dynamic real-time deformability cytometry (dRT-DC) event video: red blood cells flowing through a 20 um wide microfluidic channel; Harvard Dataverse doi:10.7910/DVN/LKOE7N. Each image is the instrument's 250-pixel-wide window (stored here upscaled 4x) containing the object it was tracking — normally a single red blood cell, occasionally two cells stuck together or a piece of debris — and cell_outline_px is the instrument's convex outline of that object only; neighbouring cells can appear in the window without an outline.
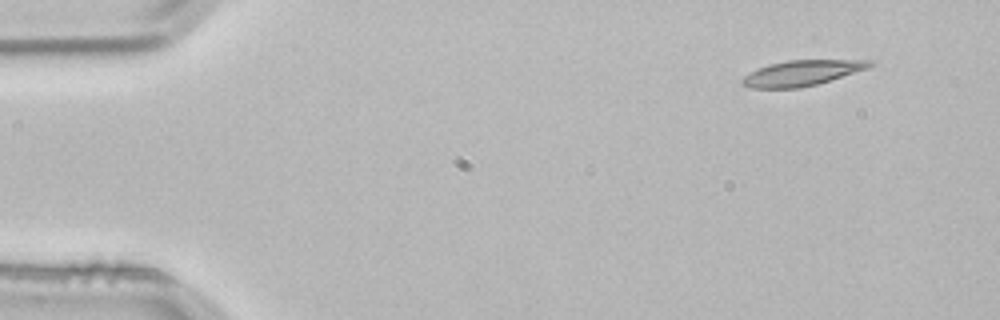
{"species": "common noctule bat (a hibernating species)", "species_latin": "Nyctalus noctula", "temperature_condition": "room temperature", "stored_images_in_passage": 3, "camera_frame_rate_fps": 3000, "um_per_image_px": 0.085, "animal": {"sex": "male", "body_mass_g": 21.5, "forearm_length_mm": 52.0}, "frame": {"image": 1, "passage_image": 1, "time_ms": 0.0, "image_size_px": [1000, 320], "cell_outline_px": [[876, 64], [868, 68], [816, 84], [800, 88], [748, 88], [740, 84], [740, 80], [744, 76], [768, 64], [788, 60], [872, 60]], "centroid_in_image_um": [68.14, 6.21], "position_along_channel_um": 16.9, "area_um2": 18.79}}